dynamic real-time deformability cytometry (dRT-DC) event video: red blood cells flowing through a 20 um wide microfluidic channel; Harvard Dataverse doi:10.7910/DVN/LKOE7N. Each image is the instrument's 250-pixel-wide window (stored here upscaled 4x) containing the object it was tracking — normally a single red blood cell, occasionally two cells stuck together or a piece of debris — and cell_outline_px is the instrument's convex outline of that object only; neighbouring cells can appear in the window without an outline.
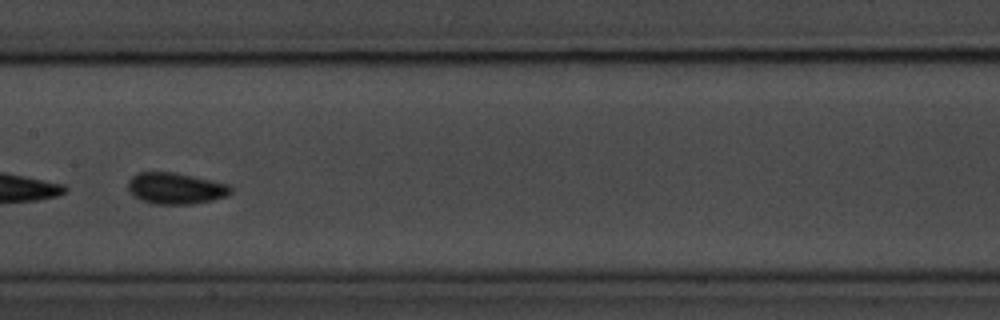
{"species": "common noctule bat (a hibernating species)", "species_latin": "Nyctalus noctula", "temperature_condition": "room temperature", "stored_images_in_passage": 15, "camera_frame_rate_fps": 3000, "um_per_image_px": 0.085, "animal": {"sex": "male", "body_mass_g": 20.1, "forearm_length_mm": 53.5}, "frame": {"image": 1, "passage_image": 7, "time_ms": 7.667, "image_size_px": [1000, 320], "cell_outline_px": [[232, 192], [228, 196], [212, 200], [192, 204], [152, 204], [140, 200], [132, 196], [128, 188], [128, 180], [136, 172], [172, 172], [192, 176], [228, 184], [232, 188]], "centroid_in_image_um": [14.89, 16.02], "position_along_channel_um": 192.5, "area_um2": 18.9}}
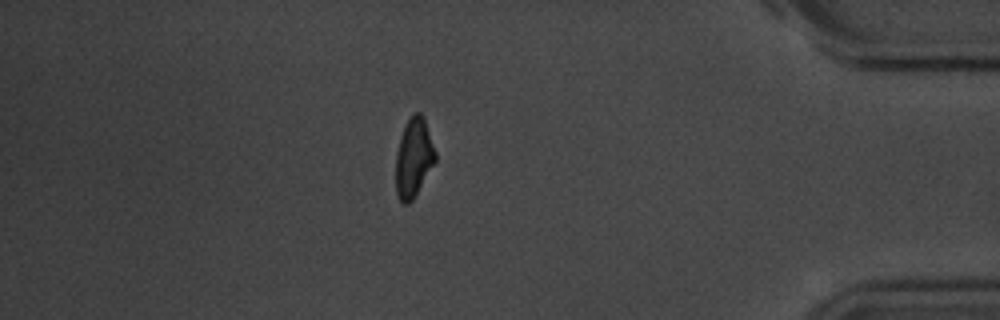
{"frame": {"image": 2, "passage_image": 15, "time_ms": 17.667, "image_size_px": [1000, 320], "cell_outline_px": [[436, 160], [412, 200], [408, 204], [404, 204], [400, 200], [396, 192], [396, 152], [404, 128], [412, 112], [420, 112], [424, 116], [436, 152]], "centroid_in_image_um": [35.17, 13.38], "position_along_channel_um": 400.0, "area_um2": 18.03}, "authors_computed_cell_mechanics": {"area_um2": 17.5712, "velocity_mm_per_s": 3.6467, "shape_relaxation_time_tau1_ms": 1.0277, "shape_relaxation_time_tau2_ms": null, "deformation_change_tau1": 0.0351, "deformation_change_tau2": null}}